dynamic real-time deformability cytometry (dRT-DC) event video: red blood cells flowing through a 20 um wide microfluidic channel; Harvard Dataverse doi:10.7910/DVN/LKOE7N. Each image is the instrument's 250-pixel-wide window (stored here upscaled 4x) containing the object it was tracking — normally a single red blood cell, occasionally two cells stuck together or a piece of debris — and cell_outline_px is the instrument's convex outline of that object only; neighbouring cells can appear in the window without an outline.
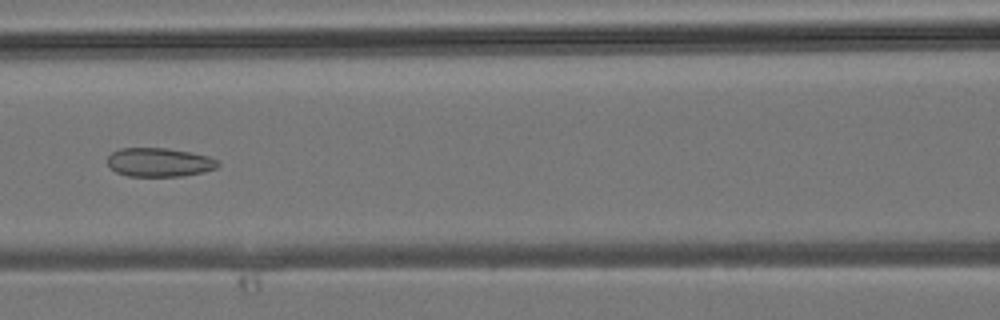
{"species": "common noctule bat (a hibernating species)", "species_latin": "Nyctalus noctula", "temperature_condition": "room temperature", "stored_images_in_passage": 38, "camera_frame_rate_fps": 3000, "um_per_image_px": 0.085, "animal": {"sex": "male", "body_mass_g": 19.2, "forearm_length_mm": 51.8}, "frame": {"image": 1, "passage_image": 17, "time_ms": 5.333, "image_size_px": [1000, 320], "cell_outline_px": [[220, 164], [216, 168], [204, 172], [184, 176], [128, 176], [116, 172], [108, 164], [108, 156], [112, 152], [120, 148], [168, 148], [208, 156], [216, 160]], "centroid_in_image_um": [13.54, 13.8], "position_along_channel_um": 153.1, "area_um2": 18.5}}
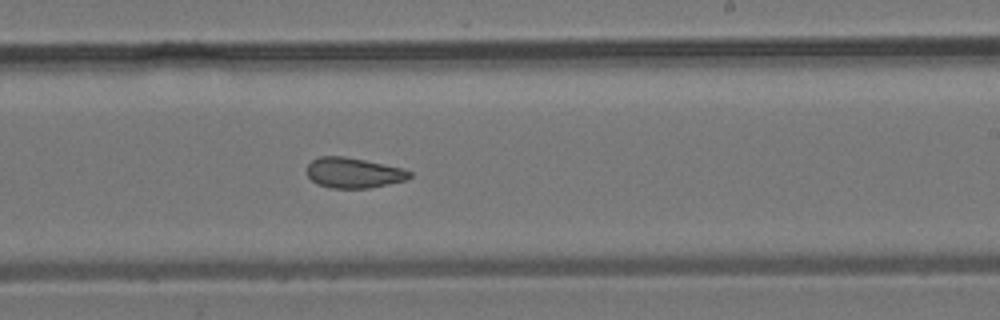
{"frame": {"image": 2, "passage_image": 23, "time_ms": 7.333, "image_size_px": [1000, 320], "cell_outline_px": [[412, 176], [408, 180], [368, 188], [328, 188], [316, 184], [308, 176], [308, 164], [312, 160], [320, 156], [344, 156], [404, 168], [412, 172]], "centroid_in_image_um": [30.08, 14.69], "position_along_channel_um": 258.9, "area_um2": 18.26}}
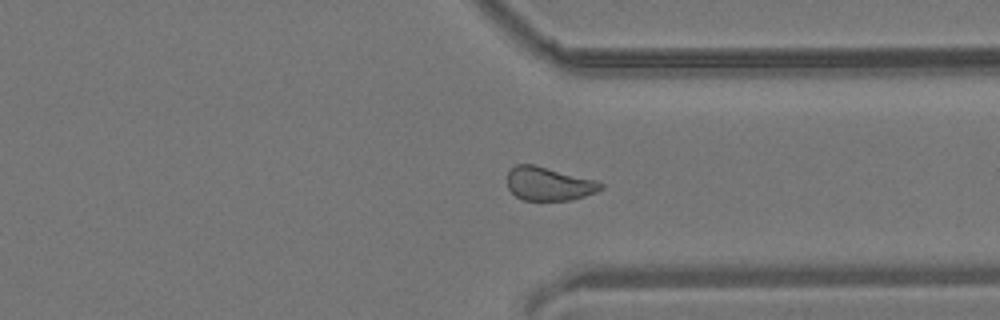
{"frame": {"image": 3, "passage_image": 29, "time_ms": 9.333, "image_size_px": [1000, 320], "cell_outline_px": [[604, 188], [596, 192], [572, 200], [524, 200], [516, 196], [508, 188], [508, 172], [516, 164], [532, 164], [600, 180], [604, 184]], "centroid_in_image_um": [46.71, 15.62], "position_along_channel_um": 364.7, "area_um2": 18.44}}